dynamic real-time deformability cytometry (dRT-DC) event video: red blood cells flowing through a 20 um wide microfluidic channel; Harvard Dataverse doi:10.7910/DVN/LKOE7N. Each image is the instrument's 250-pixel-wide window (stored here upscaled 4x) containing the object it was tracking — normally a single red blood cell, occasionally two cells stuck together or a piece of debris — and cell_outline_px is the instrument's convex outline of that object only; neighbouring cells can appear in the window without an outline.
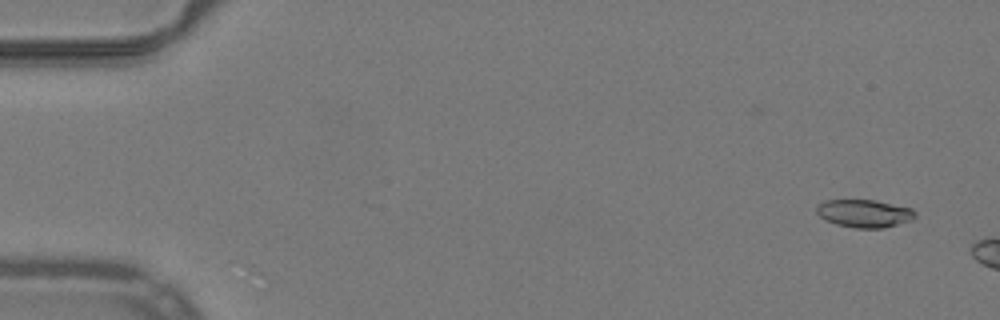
{"species": "common noctule bat (a hibernating species)", "species_latin": "Nyctalus noctula", "temperature_condition": "warm", "stored_images_in_passage": 9, "camera_frame_rate_fps": 3000, "um_per_image_px": 0.085, "animal": {"sex": "male", "body_mass_g": 19.2, "forearm_length_mm": 51.8}, "frame": {"image": 1, "passage_image": 3, "time_ms": 0.667, "image_size_px": [1000, 320], "cell_outline_px": [[916, 216], [912, 220], [880, 228], [856, 228], [836, 224], [824, 220], [816, 212], [816, 204], [824, 200], [876, 200], [912, 208], [916, 212]], "centroid_in_image_um": [73.44, 18.13], "position_along_channel_um": 11.6, "area_um2": 16.07}}